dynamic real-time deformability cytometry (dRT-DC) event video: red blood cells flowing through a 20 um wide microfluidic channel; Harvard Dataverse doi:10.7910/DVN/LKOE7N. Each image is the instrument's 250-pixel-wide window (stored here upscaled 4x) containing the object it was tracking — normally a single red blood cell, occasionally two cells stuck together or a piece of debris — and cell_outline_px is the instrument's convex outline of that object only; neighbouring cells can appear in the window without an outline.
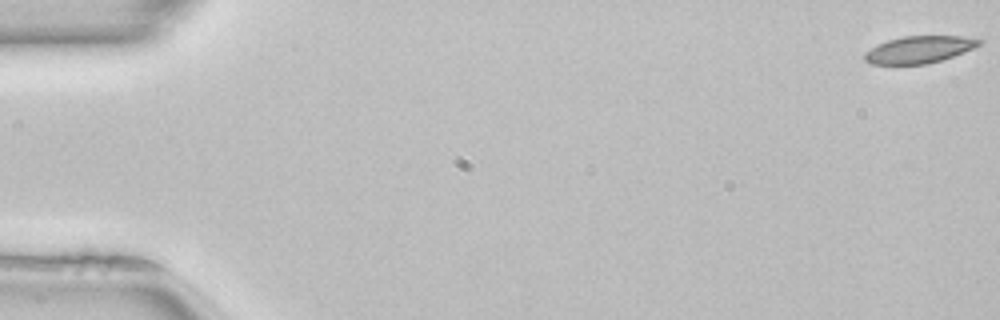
{"species": "common noctule bat (a hibernating species)", "species_latin": "Nyctalus noctula", "temperature_condition": "room temperature", "stored_images_in_passage": 52, "camera_frame_rate_fps": 3000, "um_per_image_px": 0.085, "animal": {"sex": "female", "body_mass_g": 22.7, "forearm_length_mm": 54.2}, "frame": {"image": 1, "passage_image": 1, "time_ms": 0.0, "image_size_px": [1000, 320], "cell_outline_px": [[984, 40], [980, 44], [964, 52], [928, 64], [868, 64], [864, 60], [864, 52], [876, 44], [888, 40], [904, 36], [964, 36]], "centroid_in_image_um": [78.09, 4.21], "position_along_channel_um": 6.9, "area_um2": 18.09}}
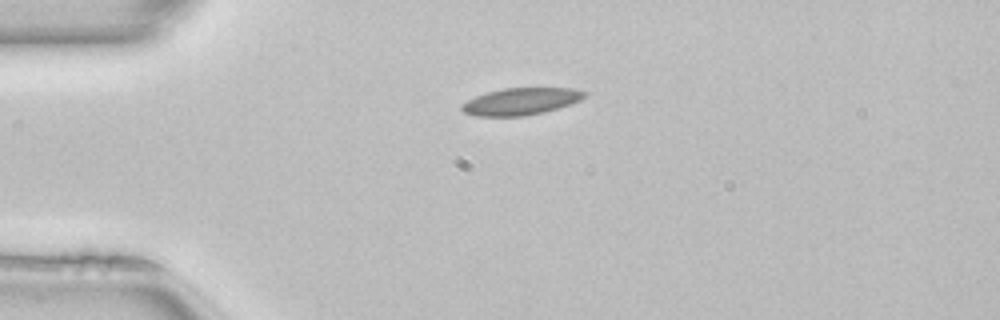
{"frame": {"image": 2, "passage_image": 13, "time_ms": 4.0, "image_size_px": [1000, 320], "cell_outline_px": [[588, 96], [580, 100], [544, 112], [524, 116], [476, 116], [464, 112], [460, 108], [460, 104], [476, 96], [488, 92], [504, 88], [572, 88], [588, 92]], "centroid_in_image_um": [44.28, 8.62], "position_along_channel_um": 40.7, "area_um2": 19.25}}
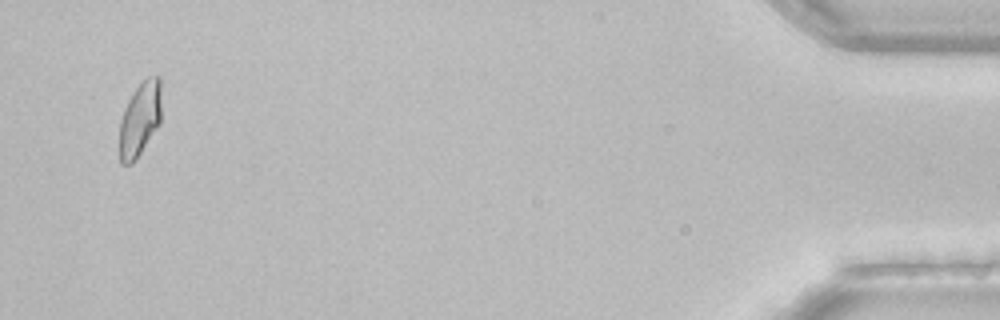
{"frame": {"image": 3, "passage_image": 50, "time_ms": 16.333, "image_size_px": [1000, 320], "cell_outline_px": [[160, 124], [136, 160], [132, 164], [120, 164], [120, 120], [124, 108], [128, 100], [136, 88], [148, 76], [160, 76]], "centroid_in_image_um": [11.89, 10.15], "position_along_channel_um": 423.3, "area_um2": 18.09}, "authors_computed_cell_mechanics": {"area_um2": 18.8139, "velocity_mm_per_s": 4.0278, "shape_relaxation_time_tau1_ms": 6.3633, "shape_relaxation_time_tau2_ms": 2.9567, "deformation_change_tau1": 0.1453, "deformation_change_tau2": 0.0711}}